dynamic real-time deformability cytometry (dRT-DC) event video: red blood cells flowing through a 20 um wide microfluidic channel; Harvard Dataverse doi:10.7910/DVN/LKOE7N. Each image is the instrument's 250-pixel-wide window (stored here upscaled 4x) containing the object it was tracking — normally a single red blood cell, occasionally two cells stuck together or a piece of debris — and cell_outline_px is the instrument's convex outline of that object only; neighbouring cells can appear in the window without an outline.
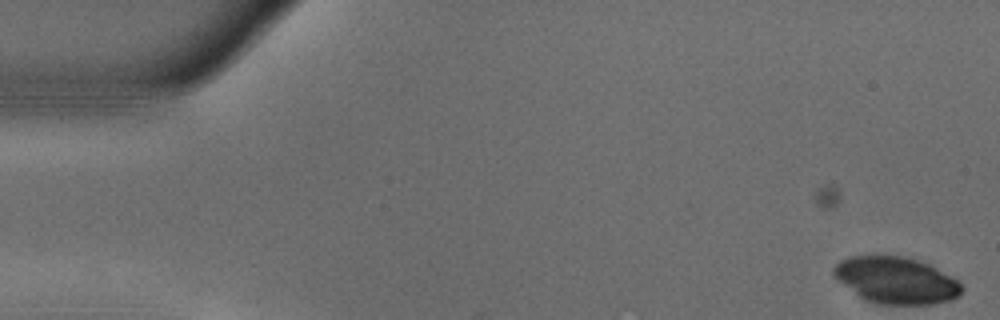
{"species": "common noctule bat (a hibernating species)", "species_latin": "Nyctalus noctula", "temperature_condition": "warm", "stored_images_in_passage": 5, "camera_frame_rate_fps": 3000, "um_per_image_px": 0.085, "animal": {"sex": "male", "body_mass_g": 18.8}, "frame": {"image": 1, "passage_image": 5, "time_ms": 1.333, "image_size_px": [1000, 320], "cell_outline_px": [[964, 288], [956, 296], [948, 300], [932, 304], [876, 304], [864, 300], [836, 280], [832, 272], [832, 268], [840, 260], [852, 256], [876, 252], [908, 256], [928, 264], [936, 268], [956, 280]], "centroid_in_image_um": [76.07, 23.77], "position_along_channel_um": 8.9, "area_um2": 35.49}}